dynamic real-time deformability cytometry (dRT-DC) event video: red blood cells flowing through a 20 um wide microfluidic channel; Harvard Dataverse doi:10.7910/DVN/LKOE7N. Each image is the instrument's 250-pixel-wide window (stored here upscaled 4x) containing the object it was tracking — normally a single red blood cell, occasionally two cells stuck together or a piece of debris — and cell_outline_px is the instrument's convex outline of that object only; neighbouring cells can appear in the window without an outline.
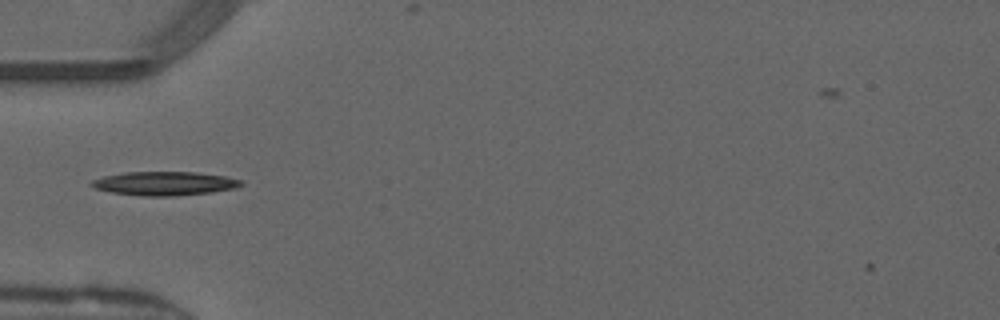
{"species": "common noctule bat (a hibernating species)", "species_latin": "Nyctalus noctula", "temperature_condition": "warm", "stored_images_in_passage": 32, "camera_frame_rate_fps": 3000, "um_per_image_px": 0.085, "animal": {"sex": "male", "forearm_length_mm": 52.5}, "frame": {"image": 1, "passage_image": 2, "time_ms": 0.333, "image_size_px": [1000, 320], "cell_outline_px": [[244, 184], [236, 188], [212, 192], [172, 196], [144, 196], [112, 192], [96, 188], [88, 184], [92, 180], [104, 176], [124, 172], [196, 172], [224, 176], [244, 180]], "centroid_in_image_um": [14.02, 15.59], "position_along_channel_um": 71.0, "area_um2": 20.75}}
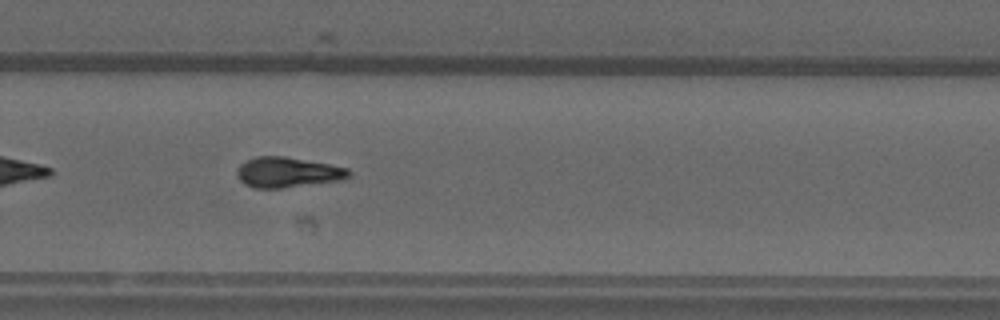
{"frame": {"image": 2, "passage_image": 19, "time_ms": 6.0, "image_size_px": [1000, 320], "cell_outline_px": [[352, 176], [340, 180], [280, 188], [256, 188], [244, 184], [236, 176], [236, 168], [240, 164], [256, 156], [284, 156], [328, 164], [348, 168], [352, 172]], "centroid_in_image_um": [24.43, 14.64], "position_along_channel_um": 305.4, "area_um2": 19.71}, "authors_computed_cell_mechanics": {"area_um2": 19.3341, "velocity_mm_per_s": 4.1366, "shape_relaxation_time_tau1_ms": 6.7224, "shape_relaxation_time_tau2_ms": null, "deformation_change_tau1": 0.2348, "deformation_change_tau2": null}}